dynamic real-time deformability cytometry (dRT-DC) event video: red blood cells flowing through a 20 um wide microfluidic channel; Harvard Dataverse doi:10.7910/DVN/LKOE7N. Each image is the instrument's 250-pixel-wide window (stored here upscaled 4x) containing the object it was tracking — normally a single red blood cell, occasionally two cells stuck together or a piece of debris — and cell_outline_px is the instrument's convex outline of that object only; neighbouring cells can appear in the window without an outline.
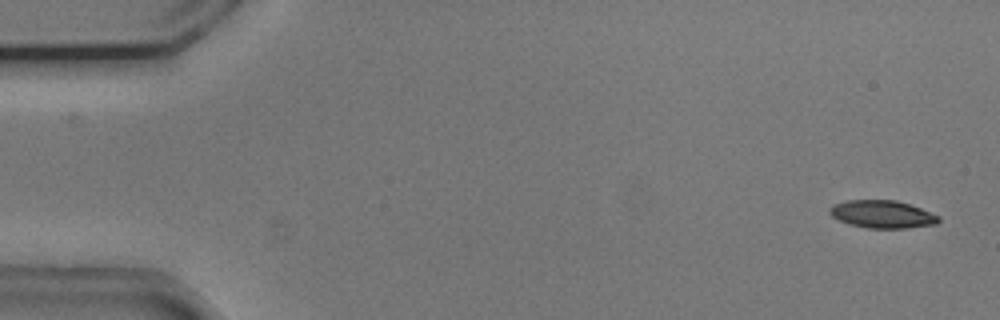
{"species": "common noctule bat (a hibernating species)", "species_latin": "Nyctalus noctula", "temperature_condition": "cold", "stored_images_in_passage": 53, "camera_frame_rate_fps": 3000, "um_per_image_px": 0.085, "animal": {"sex": "male", "body_mass_g": 20.5, "forearm_length_mm": 52.5}, "frame": {"image": 1, "passage_image": 1, "time_ms": 0.0, "image_size_px": [1000, 320], "cell_outline_px": [[940, 220], [936, 224], [908, 228], [868, 228], [848, 224], [832, 216], [828, 212], [828, 208], [832, 204], [848, 200], [896, 200], [920, 208], [940, 216]], "centroid_in_image_um": [74.97, 18.21], "position_along_channel_um": 10.0, "area_um2": 17.63}}
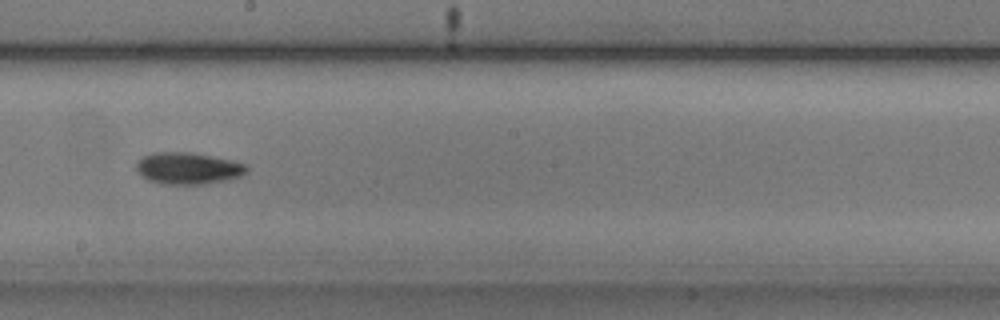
{"frame": {"image": 2, "passage_image": 29, "time_ms": 9.333, "image_size_px": [1000, 320], "cell_outline_px": [[248, 172], [240, 176], [224, 180], [204, 184], [164, 184], [148, 180], [140, 176], [136, 168], [136, 164], [144, 156], [152, 152], [188, 152], [232, 160], [248, 164]], "centroid_in_image_um": [15.99, 14.3], "position_along_channel_um": 232.2, "area_um2": 20.4}}
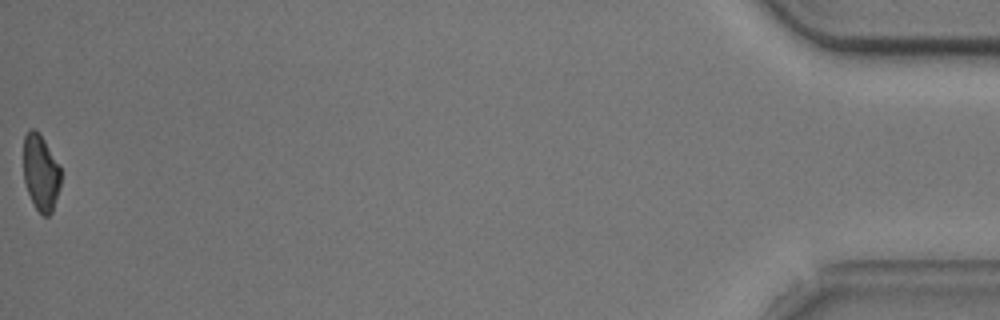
{"frame": {"image": 3, "passage_image": 53, "time_ms": 17.333, "image_size_px": [1000, 320], "cell_outline_px": [[60, 188], [52, 212], [48, 216], [44, 216], [36, 208], [28, 192], [24, 180], [24, 136], [32, 128], [36, 128], [60, 164]], "centroid_in_image_um": [3.48, 14.66], "position_along_channel_um": 431.7, "area_um2": 16.53}, "authors_computed_cell_mechanics": {"area_um2": 18.3804, "velocity_mm_per_s": 3.7415, "shape_relaxation_time_tau1_ms": 2.6403, "shape_relaxation_time_tau2_ms": null, "deformation_change_tau1": 0.122, "deformation_change_tau2": null}}